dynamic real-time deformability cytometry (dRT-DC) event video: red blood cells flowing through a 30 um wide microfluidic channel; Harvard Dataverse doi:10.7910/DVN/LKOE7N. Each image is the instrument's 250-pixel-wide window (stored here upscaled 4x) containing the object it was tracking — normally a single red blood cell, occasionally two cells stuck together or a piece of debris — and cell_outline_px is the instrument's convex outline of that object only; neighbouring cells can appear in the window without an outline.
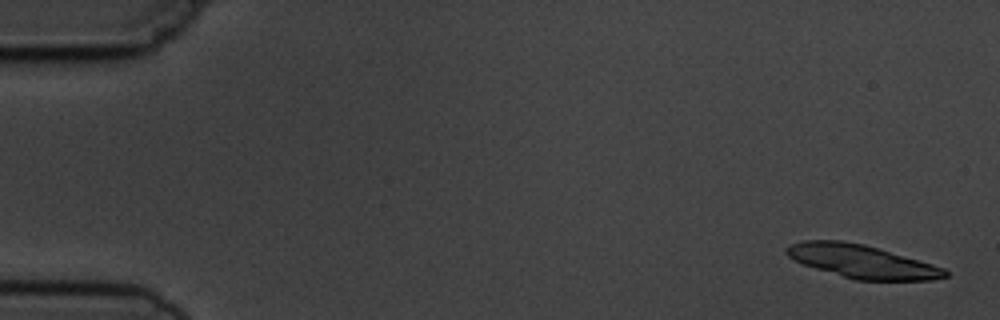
{"species": "common noctule bat (a hibernating species)", "species_latin": "Nyctalus noctula", "temperature_condition": "cold", "stored_images_in_passage": 5, "camera_frame_rate_fps": 3000, "um_per_image_px": 0.085, "animal": {"sex": "male", "body_mass_g": 19.5, "forearm_length_mm": 54.6}, "frame": {"image": 1, "passage_image": 1, "time_ms": 0.0, "image_size_px": [1000, 320], "cell_outline_px": [[948, 276], [932, 280], [856, 280], [816, 268], [804, 264], [788, 256], [784, 252], [784, 248], [788, 244], [804, 240], [840, 240], [864, 244], [880, 248], [932, 264], [944, 268], [948, 272]], "centroid_in_image_um": [73.24, 22.2], "position_along_channel_um": 11.8, "area_um2": 30.58}}